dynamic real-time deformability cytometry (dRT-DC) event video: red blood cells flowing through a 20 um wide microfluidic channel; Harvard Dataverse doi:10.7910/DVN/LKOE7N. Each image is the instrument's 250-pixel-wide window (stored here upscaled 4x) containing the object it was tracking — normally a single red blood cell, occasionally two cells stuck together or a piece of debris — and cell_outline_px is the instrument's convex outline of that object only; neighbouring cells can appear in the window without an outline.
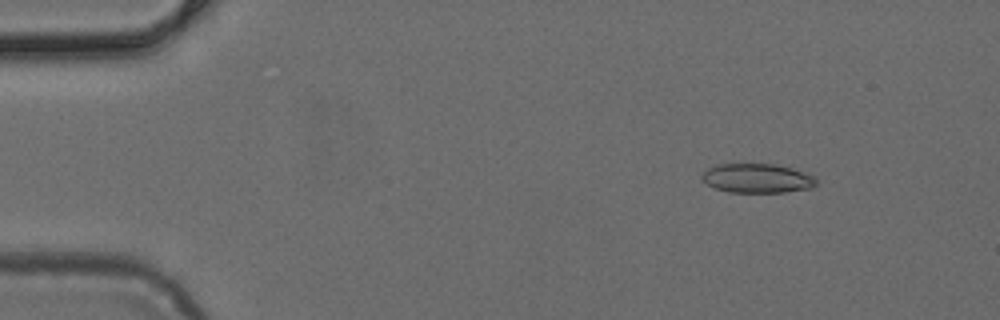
{"species": "common noctule bat (a hibernating species)", "species_latin": "Nyctalus noctula", "temperature_condition": "cold", "stored_images_in_passage": 3, "camera_frame_rate_fps": 3000, "um_per_image_px": 0.085, "animal": {"sex": "female", "body_mass_g": 24.6, "forearm_length_mm": 56.2}, "frame": {"image": 1, "passage_image": 1, "time_ms": 0.0, "image_size_px": [1000, 320], "cell_outline_px": [[816, 184], [812, 188], [784, 192], [728, 192], [716, 188], [708, 184], [700, 176], [708, 168], [720, 164], [776, 164], [792, 168], [804, 172], [812, 176], [816, 180]], "centroid_in_image_um": [64.37, 15.15], "position_along_channel_um": 20.6, "area_um2": 19.31}}